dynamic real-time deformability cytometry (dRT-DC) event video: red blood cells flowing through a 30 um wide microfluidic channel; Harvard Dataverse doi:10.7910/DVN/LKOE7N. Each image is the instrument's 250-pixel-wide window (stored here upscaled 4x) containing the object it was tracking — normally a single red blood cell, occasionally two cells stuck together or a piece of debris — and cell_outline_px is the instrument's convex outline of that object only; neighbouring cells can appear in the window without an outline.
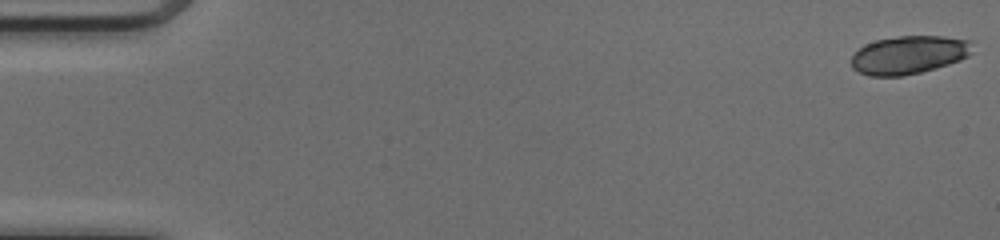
{"species": "common noctule bat (a hibernating species)", "species_latin": "Nyctalus noctula", "temperature_condition": "cold", "stored_images_in_passage": 18, "camera_frame_rate_fps": 3000, "um_per_image_px": 0.085, "animal": {"sex": "female", "body_mass_g": 17.0, "forearm_length_mm": 48.0}, "frame": {"image": 1, "passage_image": 1, "time_ms": 0.0, "image_size_px": [1000, 240], "cell_outline_px": [[972, 52], [968, 56], [960, 60], [948, 64], [920, 72], [900, 76], [868, 76], [852, 68], [852, 56], [864, 44], [876, 40], [900, 36], [944, 36], [972, 40]], "centroid_in_image_um": [77.27, 4.65], "position_along_channel_um": 7.7, "area_um2": 26.93}}
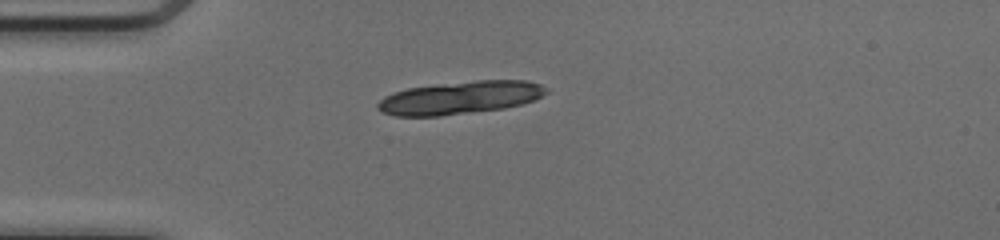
{"frame": {"image": 2, "passage_image": 14, "time_ms": 4.333, "image_size_px": [1000, 240], "cell_outline_px": [[548, 92], [524, 104], [504, 108], [440, 116], [396, 116], [380, 112], [376, 108], [376, 104], [384, 96], [392, 92], [408, 88], [476, 80], [528, 80], [540, 84], [548, 88]], "centroid_in_image_um": [39.09, 8.31], "position_along_channel_um": 45.9, "area_um2": 32.31}}